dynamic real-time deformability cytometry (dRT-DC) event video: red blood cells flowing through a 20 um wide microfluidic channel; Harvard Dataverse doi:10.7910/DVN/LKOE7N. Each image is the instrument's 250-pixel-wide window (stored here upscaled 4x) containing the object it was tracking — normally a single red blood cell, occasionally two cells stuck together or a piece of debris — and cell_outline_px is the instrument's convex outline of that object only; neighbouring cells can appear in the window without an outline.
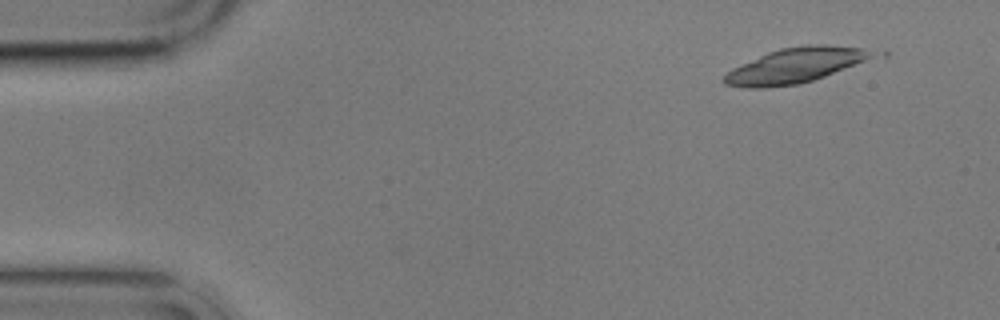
{"species": "common noctule bat (a hibernating species)", "species_latin": "Nyctalus noctula", "temperature_condition": "cold", "stored_images_in_passage": 3, "camera_frame_rate_fps": 3000, "um_per_image_px": 0.085, "animal": {"sex": "male", "body_mass_g": 17.9}, "frame": {"image": 1, "passage_image": 2, "time_ms": 1.333, "image_size_px": [1000, 320], "cell_outline_px": [[872, 56], [864, 60], [824, 76], [812, 80], [796, 84], [764, 88], [744, 88], [724, 84], [720, 80], [732, 68], [768, 52], [780, 48], [808, 44], [824, 44], [860, 48], [868, 52]], "centroid_in_image_um": [67.44, 5.58], "position_along_channel_um": 17.6, "area_um2": 29.48}}